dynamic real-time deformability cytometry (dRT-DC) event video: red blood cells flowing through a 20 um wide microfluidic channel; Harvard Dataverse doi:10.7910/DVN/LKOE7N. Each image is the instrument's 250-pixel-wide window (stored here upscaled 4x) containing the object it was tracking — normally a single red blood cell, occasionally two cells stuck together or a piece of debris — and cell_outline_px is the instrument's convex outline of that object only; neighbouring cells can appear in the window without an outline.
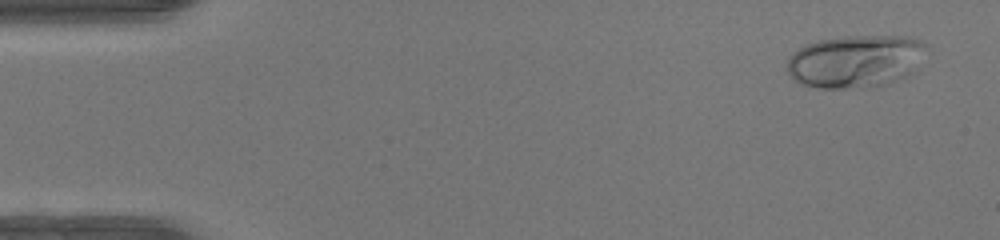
{"species": "human", "species_latin": "Homo sapiens", "temperature_condition": "warm", "stored_images_in_passage": 49, "camera_frame_rate_fps": 3000, "um_per_image_px": 0.085, "donor": {"sex": "female"}, "frame": {"image": 1, "passage_image": 3, "time_ms": 0.667, "image_size_px": [1000, 240], "cell_outline_px": [[932, 48], [912, 72], [908, 76], [872, 88], [816, 88], [804, 84], [796, 80], [788, 72], [788, 56], [792, 52], [808, 44], [820, 40], [848, 36], [912, 36], [928, 44]], "centroid_in_image_um": [72.81, 5.2], "position_along_channel_um": 12.2, "area_um2": 43.29}}
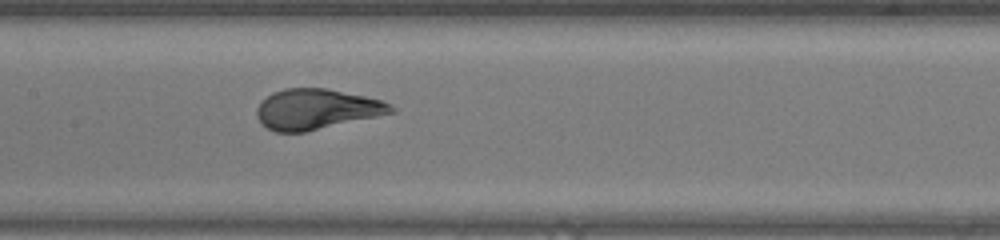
{"frame": {"image": 2, "passage_image": 24, "time_ms": 7.667, "image_size_px": [1000, 240], "cell_outline_px": [[396, 112], [304, 132], [276, 132], [260, 124], [256, 116], [256, 108], [260, 100], [272, 92], [284, 88], [324, 88], [364, 96], [380, 100], [392, 104], [396, 108]], "centroid_in_image_um": [26.86, 9.28], "position_along_channel_um": 180.5, "area_um2": 31.67}}
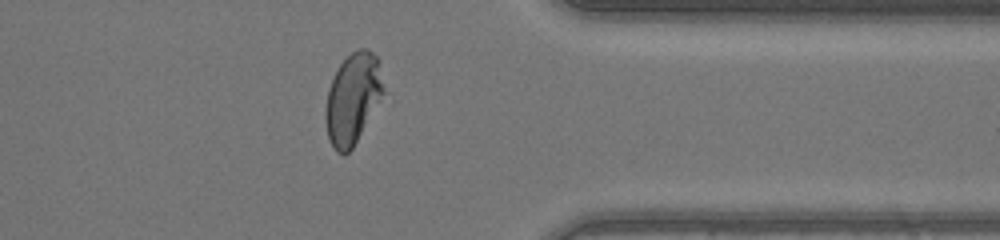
{"frame": {"image": 3, "passage_image": 39, "time_ms": 12.667, "image_size_px": [1000, 240], "cell_outline_px": [[384, 92], [352, 148], [344, 156], [336, 152], [328, 136], [324, 116], [324, 112], [328, 88], [340, 64], [356, 48], [368, 48], [380, 60], [384, 88]], "centroid_in_image_um": [29.98, 8.35], "position_along_channel_um": 381.4, "area_um2": 30.46}, "authors_computed_cell_mechanics": {"area_um2": 32.5414, "velocity_mm_per_s": 4.2358, "shape_relaxation_time_tau1_ms": 3.809, "shape_relaxation_time_tau2_ms": null, "deformation_change_tau1": 0.2054, "deformation_change_tau2": null}}